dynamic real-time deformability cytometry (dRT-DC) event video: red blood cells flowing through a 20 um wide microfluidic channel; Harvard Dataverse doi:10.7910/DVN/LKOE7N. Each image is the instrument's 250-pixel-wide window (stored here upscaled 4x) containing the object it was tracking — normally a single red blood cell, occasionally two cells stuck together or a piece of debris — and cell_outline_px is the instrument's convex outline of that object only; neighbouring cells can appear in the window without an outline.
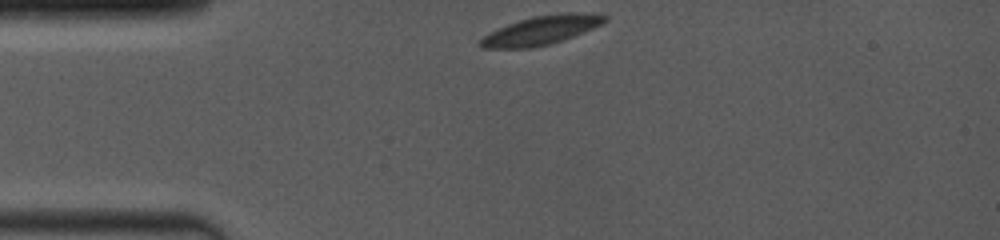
{"species": "common noctule bat (a hibernating species)", "species_latin": "Nyctalus noctula", "temperature_condition": "room temperature", "stored_images_in_passage": 30, "camera_frame_rate_fps": 4000, "um_per_image_px": 0.085, "animal": {"sex": "female", "body_mass_g": 19.0, "forearm_length_mm": 53.3}, "frame": {"image": 1, "passage_image": 1, "time_ms": 0.0, "image_size_px": [1000, 240], "cell_outline_px": [[608, 20], [592, 28], [564, 40], [552, 44], [532, 48], [480, 48], [476, 44], [484, 36], [508, 24], [532, 16], [568, 12], [572, 12], [608, 16]], "centroid_in_image_um": [45.98, 2.59], "position_along_channel_um": 39.0, "area_um2": 20.69}}
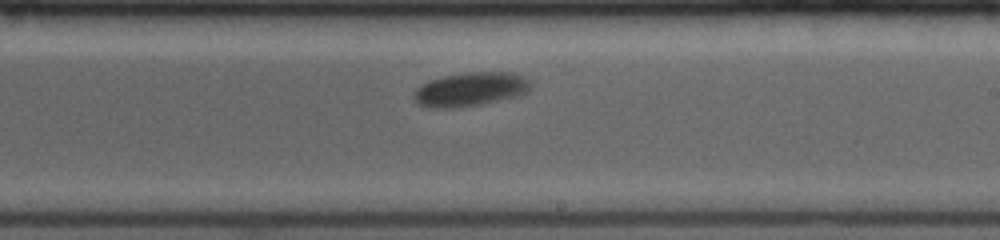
{"frame": {"image": 2, "passage_image": 18, "time_ms": 6.25, "image_size_px": [1000, 240], "cell_outline_px": [[528, 92], [516, 96], [480, 104], [452, 108], [428, 108], [416, 104], [412, 96], [416, 88], [420, 84], [444, 76], [468, 72], [512, 72], [524, 76], [528, 80]], "centroid_in_image_um": [39.91, 7.59], "position_along_channel_um": 249.1, "area_um2": 23.0}}
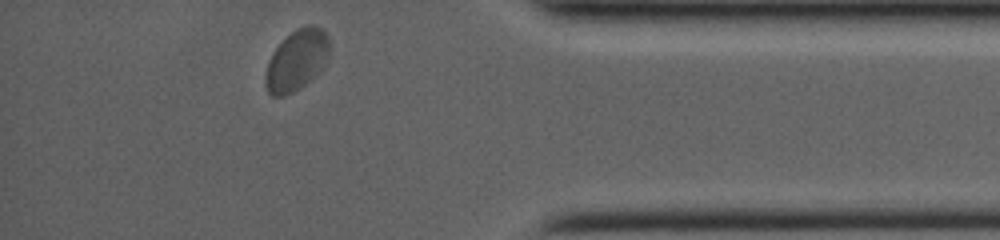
{"frame": {"image": 3, "passage_image": 30, "time_ms": 10.75, "image_size_px": [1000, 240], "cell_outline_px": [[332, 48], [328, 60], [320, 72], [316, 76], [300, 88], [284, 96], [272, 96], [268, 92], [264, 80], [264, 76], [268, 60], [272, 52], [296, 28], [308, 24], [320, 28], [328, 36], [332, 44]], "centroid_in_image_um": [25.26, 5.12], "position_along_channel_um": 409.9, "area_um2": 23.12}, "authors_computed_cell_mechanics": {"area_um2": 22.542, "velocity_mm_per_s": 3.8656, "shape_relaxation_time_tau1_ms": 2.2313, "shape_relaxation_time_tau2_ms": null, "deformation_change_tau1": 0.0659, "deformation_change_tau2": null}}